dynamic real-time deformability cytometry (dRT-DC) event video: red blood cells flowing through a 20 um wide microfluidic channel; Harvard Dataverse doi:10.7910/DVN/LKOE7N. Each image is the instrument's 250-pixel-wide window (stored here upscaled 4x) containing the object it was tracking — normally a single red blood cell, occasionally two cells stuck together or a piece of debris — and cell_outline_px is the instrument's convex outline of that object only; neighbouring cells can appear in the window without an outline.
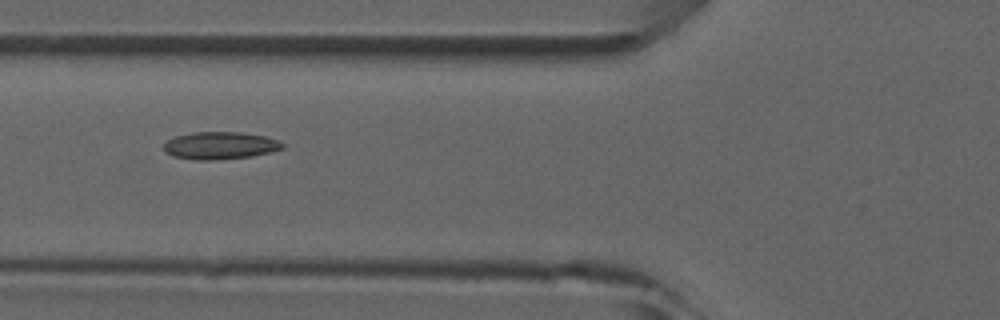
{"species": "common noctule bat (a hibernating species)", "species_latin": "Nyctalus noctula", "temperature_condition": "room temperature", "stored_images_in_passage": 5, "camera_frame_rate_fps": 3000, "um_per_image_px": 0.085, "animal": {"sex": "male", "forearm_length_mm": 52.5}, "frame": {"image": 1, "passage_image": 5, "time_ms": 5.333, "image_size_px": [1000, 320], "cell_outline_px": [[284, 148], [272, 152], [252, 156], [212, 160], [196, 160], [172, 156], [164, 152], [164, 144], [168, 140], [176, 136], [192, 132], [240, 132], [264, 136], [280, 140], [284, 144]], "centroid_in_image_um": [18.72, 12.37], "position_along_channel_um": 107.1, "area_um2": 19.07}}